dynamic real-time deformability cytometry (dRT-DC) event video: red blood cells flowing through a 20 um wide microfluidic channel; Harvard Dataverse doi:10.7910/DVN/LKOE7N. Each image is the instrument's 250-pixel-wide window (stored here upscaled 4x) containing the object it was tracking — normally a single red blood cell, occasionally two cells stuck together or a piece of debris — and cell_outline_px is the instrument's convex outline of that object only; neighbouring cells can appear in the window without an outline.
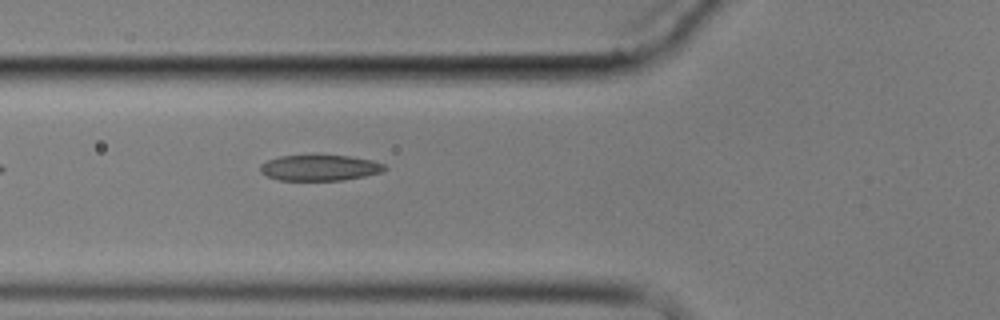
{"species": "common noctule bat (a hibernating species)", "species_latin": "Nyctalus noctula", "temperature_condition": "cold", "stored_images_in_passage": 6, "camera_frame_rate_fps": 3000, "um_per_image_px": 0.085, "animal": {"sex": "male", "body_mass_g": 17.9}, "frame": {"image": 1, "passage_image": 6, "time_ms": 6.667, "image_size_px": [1000, 320], "cell_outline_px": [[388, 168], [384, 172], [344, 180], [280, 180], [268, 176], [260, 172], [260, 164], [268, 160], [280, 156], [352, 156], [372, 160], [384, 164]], "centroid_in_image_um": [27.22, 14.27], "position_along_channel_um": 98.6, "area_um2": 18.61}}